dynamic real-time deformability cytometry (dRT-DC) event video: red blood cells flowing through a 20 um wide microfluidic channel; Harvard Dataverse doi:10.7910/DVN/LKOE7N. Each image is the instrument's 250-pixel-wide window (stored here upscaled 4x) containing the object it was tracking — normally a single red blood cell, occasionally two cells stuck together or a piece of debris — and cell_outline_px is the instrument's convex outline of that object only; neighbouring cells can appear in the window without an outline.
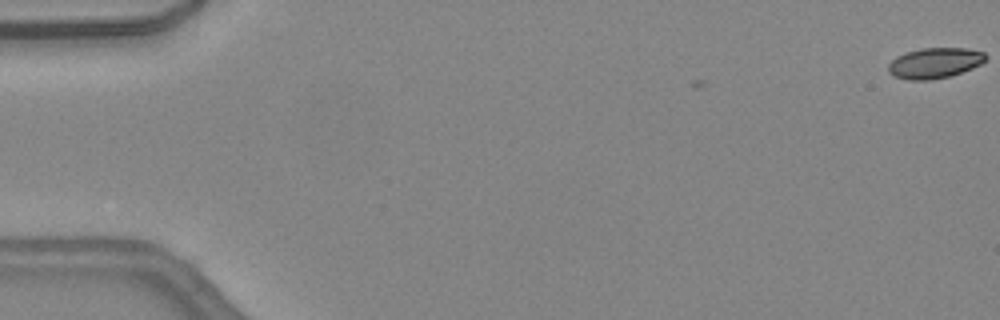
{"species": "common noctule bat (a hibernating species)", "species_latin": "Nyctalus noctula", "temperature_condition": "warm", "stored_images_in_passage": 14, "camera_frame_rate_fps": 3000, "um_per_image_px": 0.085, "animal": {"sex": "female", "body_mass_g": 24.6, "forearm_length_mm": 56.2}, "frame": {"image": 1, "passage_image": 1, "time_ms": 0.0, "image_size_px": [1000, 320], "cell_outline_px": [[984, 56], [976, 64], [956, 72], [940, 76], [904, 76], [916, 52], [976, 52]], "centroid_in_image_um": [80.0, 5.36], "position_along_channel_um": 5.0, "area_um2": 10.4}}